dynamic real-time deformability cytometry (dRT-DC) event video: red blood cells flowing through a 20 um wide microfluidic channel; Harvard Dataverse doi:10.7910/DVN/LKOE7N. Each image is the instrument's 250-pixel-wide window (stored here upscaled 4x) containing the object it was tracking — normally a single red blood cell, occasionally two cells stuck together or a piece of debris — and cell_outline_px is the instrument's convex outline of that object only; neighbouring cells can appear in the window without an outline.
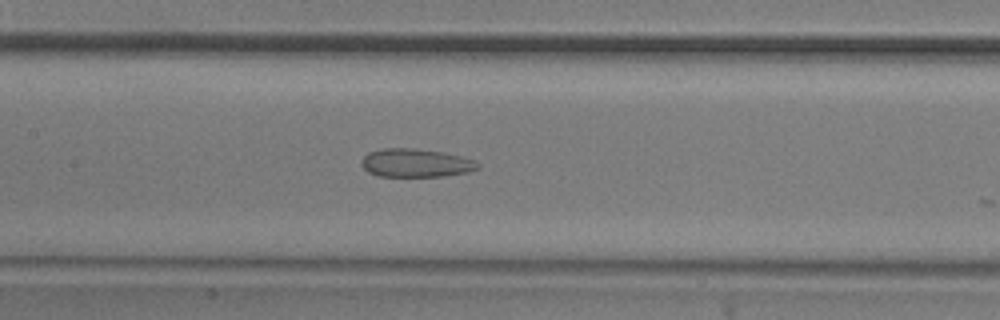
{"species": "common noctule bat (a hibernating species)", "species_latin": "Nyctalus noctula", "temperature_condition": "room temperature", "stored_images_in_passage": 27, "camera_frame_rate_fps": 3000, "um_per_image_px": 0.085, "animal": {"sex": "male", "body_mass_g": 20.5, "forearm_length_mm": 52.5}, "frame": {"image": 1, "passage_image": 26, "time_ms": 8.333, "image_size_px": [1000, 320], "cell_outline_px": [[480, 168], [468, 172], [444, 176], [380, 176], [368, 172], [360, 164], [360, 160], [368, 152], [380, 148], [416, 148], [444, 152], [476, 160], [480, 164]], "centroid_in_image_um": [35.34, 13.84], "position_along_channel_um": 172.1, "area_um2": 19.48}}